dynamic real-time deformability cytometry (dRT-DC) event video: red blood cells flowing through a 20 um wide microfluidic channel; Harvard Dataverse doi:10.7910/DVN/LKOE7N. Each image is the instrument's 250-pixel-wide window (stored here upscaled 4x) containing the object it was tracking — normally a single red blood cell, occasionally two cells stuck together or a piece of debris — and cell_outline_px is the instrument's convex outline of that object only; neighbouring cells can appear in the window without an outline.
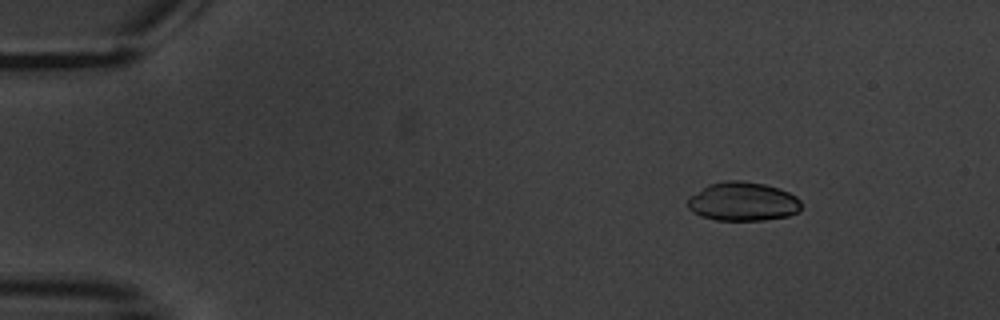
{"species": "common noctule bat (a hibernating species)", "species_latin": "Nyctalus noctula", "temperature_condition": "warm", "stored_images_in_passage": 5, "camera_frame_rate_fps": 3000, "um_per_image_px": 0.085, "animal": {"sex": "male", "body_mass_g": 20.1, "forearm_length_mm": 53.5}, "frame": {"image": 1, "passage_image": 2, "time_ms": 1.0, "image_size_px": [1000, 320], "cell_outline_px": [[800, 212], [788, 216], [764, 220], [716, 220], [700, 216], [692, 212], [688, 208], [688, 196], [708, 184], [728, 180], [740, 180], [764, 184], [780, 188], [796, 196], [800, 200]], "centroid_in_image_um": [63.13, 17.13], "position_along_channel_um": 21.9, "area_um2": 25.95}}
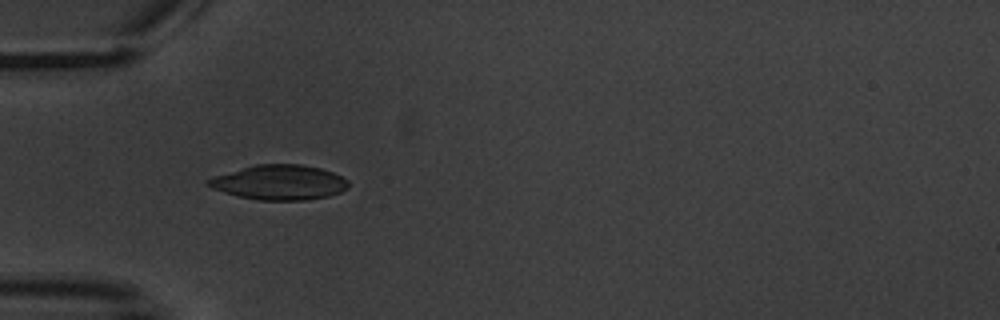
{"frame": {"image": 2, "passage_image": 5, "time_ms": 4.667, "image_size_px": [1000, 320], "cell_outline_px": [[348, 188], [340, 192], [328, 196], [304, 200], [256, 200], [224, 192], [212, 188], [204, 184], [204, 180], [216, 176], [256, 164], [300, 164], [320, 168], [332, 172], [348, 180]], "centroid_in_image_um": [23.74, 15.5], "position_along_channel_um": 61.3, "area_um2": 28.26}}